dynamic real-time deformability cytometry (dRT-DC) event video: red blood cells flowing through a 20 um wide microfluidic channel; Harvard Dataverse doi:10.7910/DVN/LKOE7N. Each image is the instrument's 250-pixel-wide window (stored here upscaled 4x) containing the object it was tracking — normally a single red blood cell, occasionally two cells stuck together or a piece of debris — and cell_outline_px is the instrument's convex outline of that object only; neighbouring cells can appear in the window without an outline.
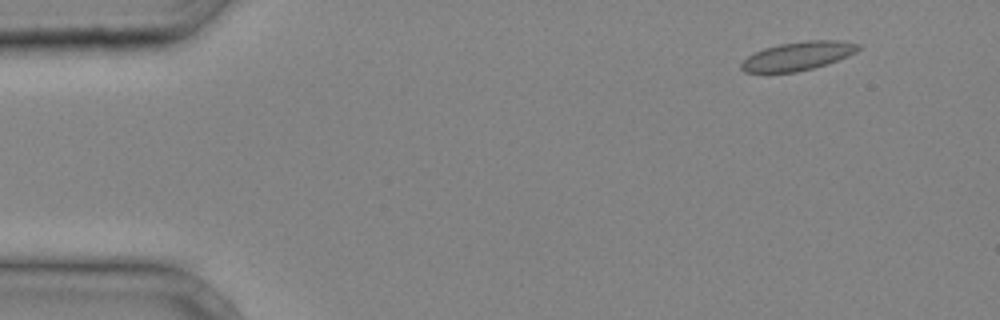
{"species": "common noctule bat (a hibernating species)", "species_latin": "Nyctalus noctula", "temperature_condition": "cold", "stored_images_in_passage": 32, "camera_frame_rate_fps": 3000, "um_per_image_px": 0.085, "animal": {"sex": "male", "body_mass_g": 20.4}, "frame": {"image": 1, "passage_image": 1, "time_ms": 0.0, "image_size_px": [1000, 320], "cell_outline_px": [[860, 48], [856, 52], [848, 56], [828, 64], [796, 72], [744, 72], [740, 68], [740, 64], [748, 56], [764, 48], [780, 44], [804, 40], [836, 40], [860, 44]], "centroid_in_image_um": [67.83, 4.76], "position_along_channel_um": 17.2, "area_um2": 19.42}}
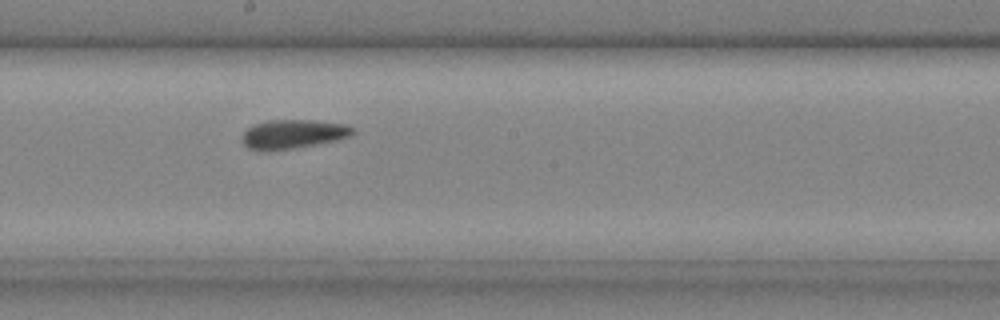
{"frame": {"image": 2, "passage_image": 19, "time_ms": 6.0, "image_size_px": [1000, 320], "cell_outline_px": [[356, 132], [352, 136], [336, 140], [316, 144], [268, 152], [260, 152], [248, 148], [240, 140], [240, 136], [248, 128], [256, 124], [268, 120], [312, 120], [348, 124], [356, 128]], "centroid_in_image_um": [24.92, 11.41], "position_along_channel_um": 223.3, "area_um2": 19.13}}
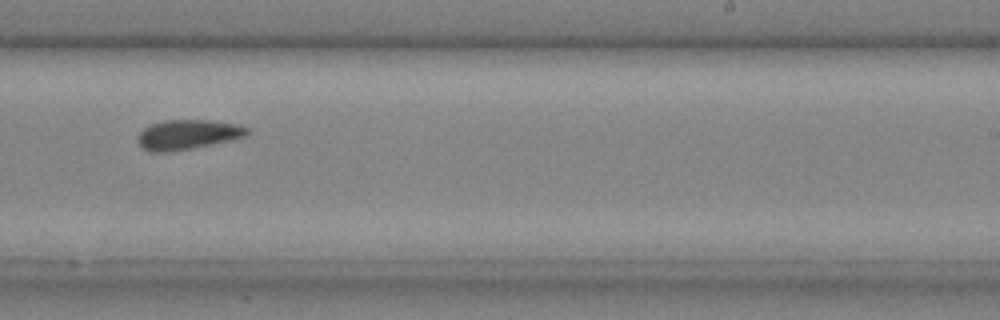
{"frame": {"image": 3, "passage_image": 22, "time_ms": 7.0, "image_size_px": [1000, 320], "cell_outline_px": [[248, 136], [232, 140], [196, 148], [172, 152], [152, 152], [144, 148], [136, 140], [136, 136], [144, 128], [152, 124], [164, 120], [208, 120], [236, 124], [248, 128]], "centroid_in_image_um": [15.96, 11.45], "position_along_channel_um": 273.0, "area_um2": 19.13}}